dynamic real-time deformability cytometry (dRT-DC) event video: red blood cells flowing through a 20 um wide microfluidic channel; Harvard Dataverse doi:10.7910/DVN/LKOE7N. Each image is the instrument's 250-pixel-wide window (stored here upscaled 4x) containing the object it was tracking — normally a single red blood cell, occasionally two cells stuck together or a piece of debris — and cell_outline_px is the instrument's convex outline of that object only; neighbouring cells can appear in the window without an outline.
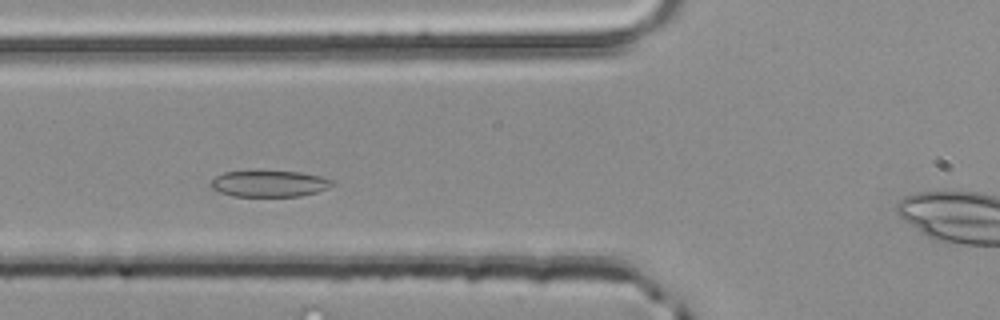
{"species": "common noctule bat (a hibernating species)", "species_latin": "Nyctalus noctula", "temperature_condition": "room temperature", "stored_images_in_passage": 38, "camera_frame_rate_fps": 3000, "um_per_image_px": 0.085, "animal": {"sex": "male", "body_mass_g": 20.4}, "frame": {"image": 1, "passage_image": 9, "time_ms": 2.667, "image_size_px": [1000, 320], "cell_outline_px": [[332, 184], [328, 188], [316, 192], [300, 196], [232, 196], [220, 192], [212, 188], [212, 180], [216, 176], [224, 172], [300, 172], [320, 176], [332, 180]], "centroid_in_image_um": [22.89, 15.62], "position_along_channel_um": 102.9, "area_um2": 18.15}}
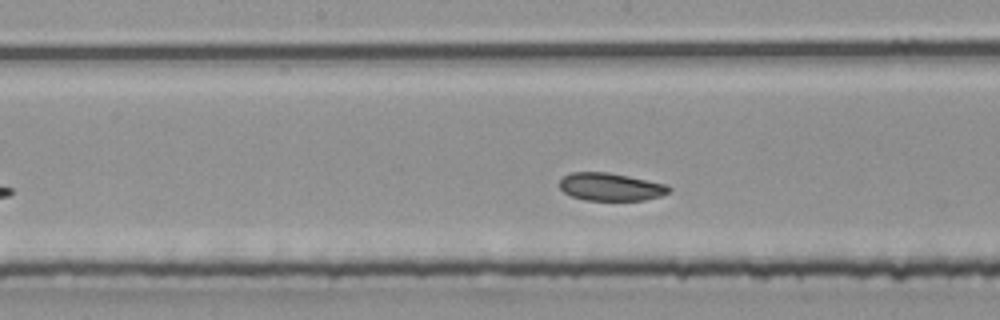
{"frame": {"image": 2, "passage_image": 16, "time_ms": 5.0, "image_size_px": [1000, 320], "cell_outline_px": [[672, 188], [668, 192], [660, 196], [644, 200], [584, 200], [572, 196], [564, 192], [560, 188], [560, 176], [572, 172], [608, 172], [668, 184]], "centroid_in_image_um": [51.89, 15.87], "position_along_channel_um": 196.3, "area_um2": 17.8}}
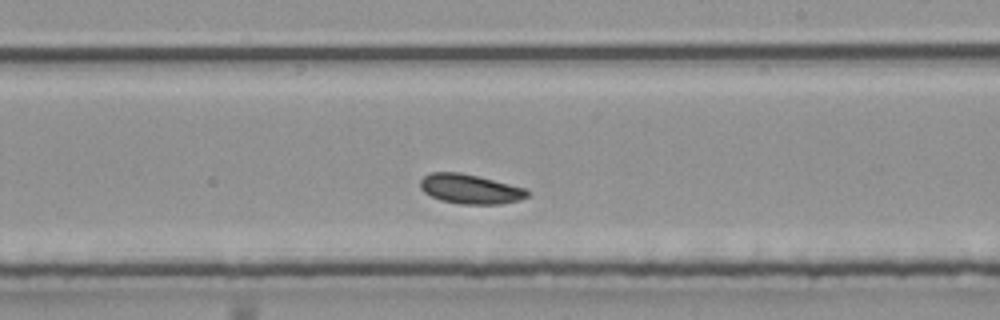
{"frame": {"image": 3, "passage_image": 20, "time_ms": 6.333, "image_size_px": [1000, 320], "cell_outline_px": [[528, 196], [520, 200], [500, 204], [460, 204], [440, 200], [424, 192], [420, 188], [420, 180], [424, 176], [432, 172], [460, 172], [524, 188], [528, 192]], "centroid_in_image_um": [39.92, 16.07], "position_along_channel_um": 249.1, "area_um2": 18.21}, "authors_computed_cell_mechanics": {"area_um2": 18.5538, "velocity_mm_per_s": 3.992, "shape_relaxation_time_tau1_ms": null, "shape_relaxation_time_tau2_ms": 5.0003, "deformation_change_tau1": null, "deformation_change_tau2": 0.1023}}